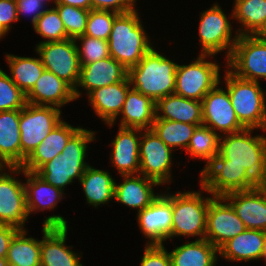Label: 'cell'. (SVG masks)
Segmentation results:
<instances>
[{"mask_svg":"<svg viewBox=\"0 0 266 266\" xmlns=\"http://www.w3.org/2000/svg\"><path fill=\"white\" fill-rule=\"evenodd\" d=\"M140 175V176H139ZM123 182H115L114 200L128 207L142 211L148 207L158 196L154 194V186L160 184L153 179L136 175H121Z\"/></svg>","mask_w":266,"mask_h":266,"instance_id":"484cf974","label":"cell"},{"mask_svg":"<svg viewBox=\"0 0 266 266\" xmlns=\"http://www.w3.org/2000/svg\"><path fill=\"white\" fill-rule=\"evenodd\" d=\"M200 173L202 190L212 196H224L233 191L249 190L259 183L244 167L227 165V160L218 154Z\"/></svg>","mask_w":266,"mask_h":266,"instance_id":"9c48e42d","label":"cell"},{"mask_svg":"<svg viewBox=\"0 0 266 266\" xmlns=\"http://www.w3.org/2000/svg\"><path fill=\"white\" fill-rule=\"evenodd\" d=\"M172 151L152 129H141L139 174L160 185L171 182Z\"/></svg>","mask_w":266,"mask_h":266,"instance_id":"5bb4252c","label":"cell"},{"mask_svg":"<svg viewBox=\"0 0 266 266\" xmlns=\"http://www.w3.org/2000/svg\"><path fill=\"white\" fill-rule=\"evenodd\" d=\"M262 37L266 38V29L265 31L261 34Z\"/></svg>","mask_w":266,"mask_h":266,"instance_id":"db71d44e","label":"cell"},{"mask_svg":"<svg viewBox=\"0 0 266 266\" xmlns=\"http://www.w3.org/2000/svg\"><path fill=\"white\" fill-rule=\"evenodd\" d=\"M118 15L114 11L91 9L84 35L108 41L114 19Z\"/></svg>","mask_w":266,"mask_h":266,"instance_id":"b9f144b4","label":"cell"},{"mask_svg":"<svg viewBox=\"0 0 266 266\" xmlns=\"http://www.w3.org/2000/svg\"><path fill=\"white\" fill-rule=\"evenodd\" d=\"M130 88L127 76L123 81L94 89L88 94L90 106L108 126L112 127L120 115Z\"/></svg>","mask_w":266,"mask_h":266,"instance_id":"d4e9b609","label":"cell"},{"mask_svg":"<svg viewBox=\"0 0 266 266\" xmlns=\"http://www.w3.org/2000/svg\"><path fill=\"white\" fill-rule=\"evenodd\" d=\"M80 129L62 120L25 159L21 168L37 172L45 163L60 155L68 140Z\"/></svg>","mask_w":266,"mask_h":266,"instance_id":"cb8c5ba5","label":"cell"},{"mask_svg":"<svg viewBox=\"0 0 266 266\" xmlns=\"http://www.w3.org/2000/svg\"><path fill=\"white\" fill-rule=\"evenodd\" d=\"M155 108V119L202 125V101L171 94L158 99Z\"/></svg>","mask_w":266,"mask_h":266,"instance_id":"f546056e","label":"cell"},{"mask_svg":"<svg viewBox=\"0 0 266 266\" xmlns=\"http://www.w3.org/2000/svg\"><path fill=\"white\" fill-rule=\"evenodd\" d=\"M18 231L12 226L0 224V257L6 258L10 242Z\"/></svg>","mask_w":266,"mask_h":266,"instance_id":"7dc6e473","label":"cell"},{"mask_svg":"<svg viewBox=\"0 0 266 266\" xmlns=\"http://www.w3.org/2000/svg\"><path fill=\"white\" fill-rule=\"evenodd\" d=\"M4 168H8L11 174L18 175L22 172L27 177L24 188L28 215L32 214L34 211L54 209L60 199L62 200L64 192L46 182L36 172L23 170L21 167Z\"/></svg>","mask_w":266,"mask_h":266,"instance_id":"44dd1931","label":"cell"},{"mask_svg":"<svg viewBox=\"0 0 266 266\" xmlns=\"http://www.w3.org/2000/svg\"><path fill=\"white\" fill-rule=\"evenodd\" d=\"M26 94L0 69V112L22 109Z\"/></svg>","mask_w":266,"mask_h":266,"instance_id":"ab89813d","label":"cell"},{"mask_svg":"<svg viewBox=\"0 0 266 266\" xmlns=\"http://www.w3.org/2000/svg\"><path fill=\"white\" fill-rule=\"evenodd\" d=\"M140 135L141 129L139 128L120 127L111 143V162L121 175L139 174Z\"/></svg>","mask_w":266,"mask_h":266,"instance_id":"603a6c76","label":"cell"},{"mask_svg":"<svg viewBox=\"0 0 266 266\" xmlns=\"http://www.w3.org/2000/svg\"><path fill=\"white\" fill-rule=\"evenodd\" d=\"M253 128L226 134L219 138V154L227 165L244 167L259 183L266 175V137L251 136Z\"/></svg>","mask_w":266,"mask_h":266,"instance_id":"277c9868","label":"cell"},{"mask_svg":"<svg viewBox=\"0 0 266 266\" xmlns=\"http://www.w3.org/2000/svg\"><path fill=\"white\" fill-rule=\"evenodd\" d=\"M232 18L244 26L236 30L241 35H261L266 29V0H235Z\"/></svg>","mask_w":266,"mask_h":266,"instance_id":"d6a6232c","label":"cell"},{"mask_svg":"<svg viewBox=\"0 0 266 266\" xmlns=\"http://www.w3.org/2000/svg\"><path fill=\"white\" fill-rule=\"evenodd\" d=\"M80 66L79 81L74 89L75 99L81 96L80 87L85 89L88 95L94 89L123 81L128 76V70L111 56Z\"/></svg>","mask_w":266,"mask_h":266,"instance_id":"ffe728a7","label":"cell"},{"mask_svg":"<svg viewBox=\"0 0 266 266\" xmlns=\"http://www.w3.org/2000/svg\"><path fill=\"white\" fill-rule=\"evenodd\" d=\"M266 231L246 229L224 243L219 249V256L229 261H250L262 258Z\"/></svg>","mask_w":266,"mask_h":266,"instance_id":"83f0119b","label":"cell"},{"mask_svg":"<svg viewBox=\"0 0 266 266\" xmlns=\"http://www.w3.org/2000/svg\"><path fill=\"white\" fill-rule=\"evenodd\" d=\"M140 266H171L170 255L164 244H146Z\"/></svg>","mask_w":266,"mask_h":266,"instance_id":"7bdbcfd3","label":"cell"},{"mask_svg":"<svg viewBox=\"0 0 266 266\" xmlns=\"http://www.w3.org/2000/svg\"><path fill=\"white\" fill-rule=\"evenodd\" d=\"M218 254L206 239H196L169 252L171 266H216Z\"/></svg>","mask_w":266,"mask_h":266,"instance_id":"4dcf8cb0","label":"cell"},{"mask_svg":"<svg viewBox=\"0 0 266 266\" xmlns=\"http://www.w3.org/2000/svg\"><path fill=\"white\" fill-rule=\"evenodd\" d=\"M259 187L265 192L266 194V175L263 179L259 182Z\"/></svg>","mask_w":266,"mask_h":266,"instance_id":"681fc988","label":"cell"},{"mask_svg":"<svg viewBox=\"0 0 266 266\" xmlns=\"http://www.w3.org/2000/svg\"><path fill=\"white\" fill-rule=\"evenodd\" d=\"M0 167V224L25 230L28 219L24 183ZM3 172V173H2Z\"/></svg>","mask_w":266,"mask_h":266,"instance_id":"e0dca14e","label":"cell"},{"mask_svg":"<svg viewBox=\"0 0 266 266\" xmlns=\"http://www.w3.org/2000/svg\"><path fill=\"white\" fill-rule=\"evenodd\" d=\"M18 21L16 0H0V39L8 33L12 22Z\"/></svg>","mask_w":266,"mask_h":266,"instance_id":"ee69618b","label":"cell"},{"mask_svg":"<svg viewBox=\"0 0 266 266\" xmlns=\"http://www.w3.org/2000/svg\"><path fill=\"white\" fill-rule=\"evenodd\" d=\"M0 266H9L6 258L0 257Z\"/></svg>","mask_w":266,"mask_h":266,"instance_id":"f907efd6","label":"cell"},{"mask_svg":"<svg viewBox=\"0 0 266 266\" xmlns=\"http://www.w3.org/2000/svg\"><path fill=\"white\" fill-rule=\"evenodd\" d=\"M220 82L202 100V125L223 132V135L239 132L245 127L239 122L227 88H219Z\"/></svg>","mask_w":266,"mask_h":266,"instance_id":"2e32d148","label":"cell"},{"mask_svg":"<svg viewBox=\"0 0 266 266\" xmlns=\"http://www.w3.org/2000/svg\"><path fill=\"white\" fill-rule=\"evenodd\" d=\"M33 28L42 38L47 39L43 42H55L69 39L63 22L55 7L47 8L46 11L36 20Z\"/></svg>","mask_w":266,"mask_h":266,"instance_id":"74e56055","label":"cell"},{"mask_svg":"<svg viewBox=\"0 0 266 266\" xmlns=\"http://www.w3.org/2000/svg\"><path fill=\"white\" fill-rule=\"evenodd\" d=\"M246 227L232 205L223 196H215L208 205L205 239L219 249L244 232Z\"/></svg>","mask_w":266,"mask_h":266,"instance_id":"9a60e30c","label":"cell"},{"mask_svg":"<svg viewBox=\"0 0 266 266\" xmlns=\"http://www.w3.org/2000/svg\"><path fill=\"white\" fill-rule=\"evenodd\" d=\"M20 109L0 112V167H21Z\"/></svg>","mask_w":266,"mask_h":266,"instance_id":"4316f807","label":"cell"},{"mask_svg":"<svg viewBox=\"0 0 266 266\" xmlns=\"http://www.w3.org/2000/svg\"><path fill=\"white\" fill-rule=\"evenodd\" d=\"M39 1H41V2H43L44 4H45V1H47V2H49V1H51V0H39ZM53 2H54V4L56 3V0H52Z\"/></svg>","mask_w":266,"mask_h":266,"instance_id":"f5cc1de1","label":"cell"},{"mask_svg":"<svg viewBox=\"0 0 266 266\" xmlns=\"http://www.w3.org/2000/svg\"><path fill=\"white\" fill-rule=\"evenodd\" d=\"M55 4H66L74 7L91 10V0H56Z\"/></svg>","mask_w":266,"mask_h":266,"instance_id":"c3c4849f","label":"cell"},{"mask_svg":"<svg viewBox=\"0 0 266 266\" xmlns=\"http://www.w3.org/2000/svg\"><path fill=\"white\" fill-rule=\"evenodd\" d=\"M224 77L239 122L245 128L266 131V99L260 83L238 78L228 69Z\"/></svg>","mask_w":266,"mask_h":266,"instance_id":"5b68a950","label":"cell"},{"mask_svg":"<svg viewBox=\"0 0 266 266\" xmlns=\"http://www.w3.org/2000/svg\"><path fill=\"white\" fill-rule=\"evenodd\" d=\"M199 23V37L202 45V55L215 56L221 51H226V59L232 53L239 35L232 38V27L224 11L218 4L201 13Z\"/></svg>","mask_w":266,"mask_h":266,"instance_id":"4fadbf2b","label":"cell"},{"mask_svg":"<svg viewBox=\"0 0 266 266\" xmlns=\"http://www.w3.org/2000/svg\"><path fill=\"white\" fill-rule=\"evenodd\" d=\"M227 69L236 77L259 82L266 79V38L261 35H241L226 60Z\"/></svg>","mask_w":266,"mask_h":266,"instance_id":"ba28073f","label":"cell"},{"mask_svg":"<svg viewBox=\"0 0 266 266\" xmlns=\"http://www.w3.org/2000/svg\"><path fill=\"white\" fill-rule=\"evenodd\" d=\"M81 41V47L78 45ZM80 65L90 64L110 57L108 41L90 37L87 35L79 36L75 39Z\"/></svg>","mask_w":266,"mask_h":266,"instance_id":"60d3db41","label":"cell"},{"mask_svg":"<svg viewBox=\"0 0 266 266\" xmlns=\"http://www.w3.org/2000/svg\"><path fill=\"white\" fill-rule=\"evenodd\" d=\"M262 258H263V260H265V262H266V236H265V245H264V251H263Z\"/></svg>","mask_w":266,"mask_h":266,"instance_id":"816d5d0a","label":"cell"},{"mask_svg":"<svg viewBox=\"0 0 266 266\" xmlns=\"http://www.w3.org/2000/svg\"><path fill=\"white\" fill-rule=\"evenodd\" d=\"M44 5L47 4L39 0H16L18 20H20V15L28 16L31 14V21L34 25L36 20L46 11Z\"/></svg>","mask_w":266,"mask_h":266,"instance_id":"bcb514c9","label":"cell"},{"mask_svg":"<svg viewBox=\"0 0 266 266\" xmlns=\"http://www.w3.org/2000/svg\"><path fill=\"white\" fill-rule=\"evenodd\" d=\"M212 55L200 54L188 65H177L174 94L202 101L204 96L220 82V67L205 60Z\"/></svg>","mask_w":266,"mask_h":266,"instance_id":"30bf717a","label":"cell"},{"mask_svg":"<svg viewBox=\"0 0 266 266\" xmlns=\"http://www.w3.org/2000/svg\"><path fill=\"white\" fill-rule=\"evenodd\" d=\"M6 60L10 68L11 80L25 94L32 89L45 70L40 58L20 57L7 54Z\"/></svg>","mask_w":266,"mask_h":266,"instance_id":"e575fe53","label":"cell"},{"mask_svg":"<svg viewBox=\"0 0 266 266\" xmlns=\"http://www.w3.org/2000/svg\"><path fill=\"white\" fill-rule=\"evenodd\" d=\"M67 221L60 215L46 217L43 223L40 266H83L81 256L66 246ZM80 256V257H79Z\"/></svg>","mask_w":266,"mask_h":266,"instance_id":"8fae6325","label":"cell"},{"mask_svg":"<svg viewBox=\"0 0 266 266\" xmlns=\"http://www.w3.org/2000/svg\"><path fill=\"white\" fill-rule=\"evenodd\" d=\"M136 0H91L92 9L114 11L118 14L135 9Z\"/></svg>","mask_w":266,"mask_h":266,"instance_id":"f6af8a7d","label":"cell"},{"mask_svg":"<svg viewBox=\"0 0 266 266\" xmlns=\"http://www.w3.org/2000/svg\"><path fill=\"white\" fill-rule=\"evenodd\" d=\"M94 131L80 128L66 144L60 155L45 163L36 173L46 182L64 192L74 178L81 179L89 166L85 162L87 144L95 140Z\"/></svg>","mask_w":266,"mask_h":266,"instance_id":"7a4b0ae2","label":"cell"},{"mask_svg":"<svg viewBox=\"0 0 266 266\" xmlns=\"http://www.w3.org/2000/svg\"><path fill=\"white\" fill-rule=\"evenodd\" d=\"M79 181L89 205L96 208L114 199L115 181L107 171L89 165Z\"/></svg>","mask_w":266,"mask_h":266,"instance_id":"1f68e13d","label":"cell"},{"mask_svg":"<svg viewBox=\"0 0 266 266\" xmlns=\"http://www.w3.org/2000/svg\"><path fill=\"white\" fill-rule=\"evenodd\" d=\"M61 110L54 106L26 103L20 109L21 166L33 150L61 120Z\"/></svg>","mask_w":266,"mask_h":266,"instance_id":"52a82bcc","label":"cell"},{"mask_svg":"<svg viewBox=\"0 0 266 266\" xmlns=\"http://www.w3.org/2000/svg\"><path fill=\"white\" fill-rule=\"evenodd\" d=\"M74 89L54 73L44 70L32 89L26 94V103L63 107L74 101Z\"/></svg>","mask_w":266,"mask_h":266,"instance_id":"7402d4cb","label":"cell"},{"mask_svg":"<svg viewBox=\"0 0 266 266\" xmlns=\"http://www.w3.org/2000/svg\"><path fill=\"white\" fill-rule=\"evenodd\" d=\"M177 65L153 47L136 66L128 70L131 88L155 102L174 94Z\"/></svg>","mask_w":266,"mask_h":266,"instance_id":"3957f363","label":"cell"},{"mask_svg":"<svg viewBox=\"0 0 266 266\" xmlns=\"http://www.w3.org/2000/svg\"><path fill=\"white\" fill-rule=\"evenodd\" d=\"M223 197L232 205L246 229L266 231V194L259 186L233 191Z\"/></svg>","mask_w":266,"mask_h":266,"instance_id":"d6986e66","label":"cell"},{"mask_svg":"<svg viewBox=\"0 0 266 266\" xmlns=\"http://www.w3.org/2000/svg\"><path fill=\"white\" fill-rule=\"evenodd\" d=\"M120 114L119 127L151 129L156 118L155 101L130 88Z\"/></svg>","mask_w":266,"mask_h":266,"instance_id":"f1b7e54d","label":"cell"},{"mask_svg":"<svg viewBox=\"0 0 266 266\" xmlns=\"http://www.w3.org/2000/svg\"><path fill=\"white\" fill-rule=\"evenodd\" d=\"M136 10L119 14L108 39L109 54L127 70L136 66L153 46Z\"/></svg>","mask_w":266,"mask_h":266,"instance_id":"6da1fadb","label":"cell"},{"mask_svg":"<svg viewBox=\"0 0 266 266\" xmlns=\"http://www.w3.org/2000/svg\"><path fill=\"white\" fill-rule=\"evenodd\" d=\"M221 134L211 128L200 125L193 132L186 153L192 158L207 160L205 167L219 154V138Z\"/></svg>","mask_w":266,"mask_h":266,"instance_id":"8d00e7d4","label":"cell"},{"mask_svg":"<svg viewBox=\"0 0 266 266\" xmlns=\"http://www.w3.org/2000/svg\"><path fill=\"white\" fill-rule=\"evenodd\" d=\"M36 46V52L39 54L45 70L54 73L75 89L81 69L76 41L66 39L43 42Z\"/></svg>","mask_w":266,"mask_h":266,"instance_id":"7c38bea8","label":"cell"},{"mask_svg":"<svg viewBox=\"0 0 266 266\" xmlns=\"http://www.w3.org/2000/svg\"><path fill=\"white\" fill-rule=\"evenodd\" d=\"M197 126L200 125L155 119L151 129L172 150L177 147H183L186 150Z\"/></svg>","mask_w":266,"mask_h":266,"instance_id":"d590c367","label":"cell"},{"mask_svg":"<svg viewBox=\"0 0 266 266\" xmlns=\"http://www.w3.org/2000/svg\"><path fill=\"white\" fill-rule=\"evenodd\" d=\"M69 39L84 35L89 11L66 4H55Z\"/></svg>","mask_w":266,"mask_h":266,"instance_id":"f35d334b","label":"cell"},{"mask_svg":"<svg viewBox=\"0 0 266 266\" xmlns=\"http://www.w3.org/2000/svg\"><path fill=\"white\" fill-rule=\"evenodd\" d=\"M139 228L147 244H163L171 239L172 194H160L148 207L137 213Z\"/></svg>","mask_w":266,"mask_h":266,"instance_id":"ac0fdd59","label":"cell"},{"mask_svg":"<svg viewBox=\"0 0 266 266\" xmlns=\"http://www.w3.org/2000/svg\"><path fill=\"white\" fill-rule=\"evenodd\" d=\"M201 192H178L172 194L171 238L177 236H199L205 239L207 211L210 201Z\"/></svg>","mask_w":266,"mask_h":266,"instance_id":"8992f818","label":"cell"},{"mask_svg":"<svg viewBox=\"0 0 266 266\" xmlns=\"http://www.w3.org/2000/svg\"><path fill=\"white\" fill-rule=\"evenodd\" d=\"M26 235V230H19L11 240L6 256L9 266H40L41 240Z\"/></svg>","mask_w":266,"mask_h":266,"instance_id":"836d02e7","label":"cell"}]
</instances>
